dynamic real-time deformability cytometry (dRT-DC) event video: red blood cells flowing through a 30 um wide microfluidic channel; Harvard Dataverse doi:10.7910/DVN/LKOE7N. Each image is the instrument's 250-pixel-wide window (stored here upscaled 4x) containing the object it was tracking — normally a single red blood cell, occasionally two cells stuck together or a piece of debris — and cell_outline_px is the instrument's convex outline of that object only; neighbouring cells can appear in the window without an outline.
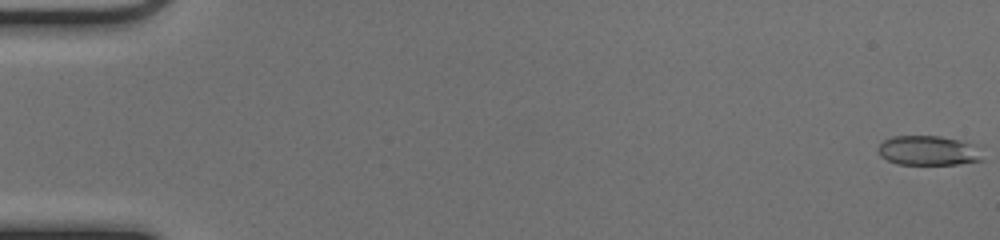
{"species": "common noctule bat (a hibernating species)", "species_latin": "Nyctalus noctula", "temperature_condition": "cold", "stored_images_in_passage": 54, "camera_frame_rate_fps": 3000, "um_per_image_px": 0.085, "animal": {"sex": "female", "body_mass_g": 17.0, "forearm_length_mm": 48.0}, "frame": {"image": 1, "passage_image": 1, "time_ms": 0.0, "image_size_px": [1000, 240], "cell_outline_px": [[984, 160], [956, 164], [896, 164], [880, 156], [876, 148], [884, 140], [892, 136], [940, 136], [960, 140], [972, 144]], "centroid_in_image_um": [78.84, 12.8], "position_along_channel_um": 6.2, "area_um2": 17.86}}
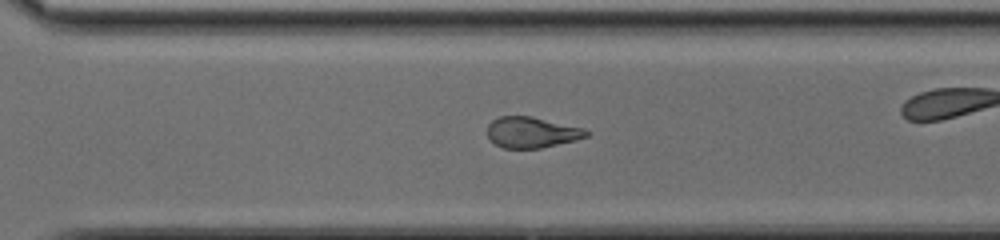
{"frame": {"image": 2, "passage_image": 38, "time_ms": 12.333, "image_size_px": [1000, 240], "cell_outline_px": [[592, 132], [588, 136], [576, 140], [540, 148], [504, 148], [496, 144], [488, 136], [488, 124], [492, 120], [500, 116], [532, 116], [584, 128]], "centroid_in_image_um": [45.23, 11.24], "position_along_channel_um": 325.4, "area_um2": 17.8}}
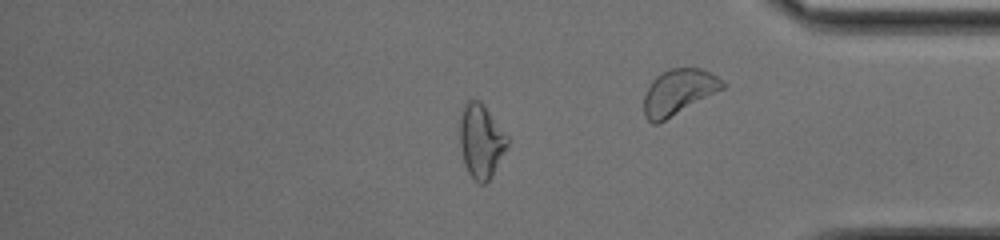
{"frame": {"image": 3, "passage_image": 45, "time_ms": 14.667, "image_size_px": [1000, 240], "cell_outline_px": [[508, 144], [492, 176], [484, 184], [480, 184], [468, 172], [464, 164], [460, 144], [460, 116], [464, 104], [468, 100], [480, 100], [508, 136]], "centroid_in_image_um": [40.88, 11.97], "position_along_channel_um": 394.3, "area_um2": 20.29}, "authors_computed_cell_mechanics": {"area_um2": 18.9295, "velocity_mm_per_s": 4.0055, "shape_relaxation_time_tau1_ms": null, "shape_relaxation_time_tau2_ms": 2.4137, "deformation_change_tau1": null, "deformation_change_tau2": 0.0773}}